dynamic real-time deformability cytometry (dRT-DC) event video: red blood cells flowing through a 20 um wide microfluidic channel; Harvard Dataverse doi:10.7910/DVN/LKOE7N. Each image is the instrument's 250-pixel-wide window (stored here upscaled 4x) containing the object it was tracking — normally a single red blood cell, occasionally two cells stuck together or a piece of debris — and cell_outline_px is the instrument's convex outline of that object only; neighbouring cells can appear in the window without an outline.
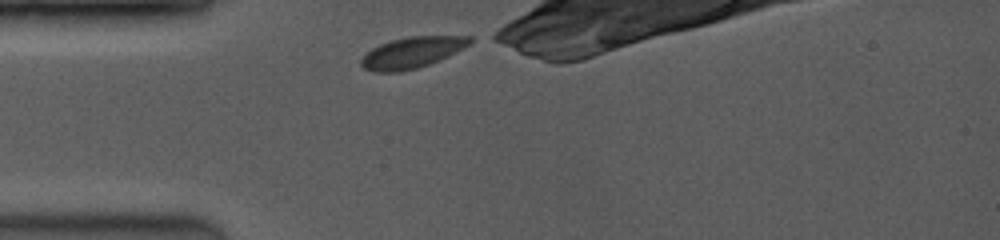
{"species": "common noctule bat (a hibernating species)", "species_latin": "Nyctalus noctula", "temperature_condition": "room temperature", "stored_images_in_passage": 53, "camera_frame_rate_fps": 3500, "um_per_image_px": 0.085, "animal": {"sex": "female", "body_mass_g": 19.0, "forearm_length_mm": 53.3}, "frame": {"image": 1, "passage_image": 1, "time_ms": 0.0, "image_size_px": [1000, 240], "cell_outline_px": [[476, 40], [428, 64], [416, 68], [396, 72], [372, 72], [364, 68], [360, 64], [360, 60], [372, 48], [380, 44], [392, 40], [408, 36], [472, 36]], "centroid_in_image_um": [34.96, 4.45], "position_along_channel_um": 50.0, "area_um2": 19.19}}
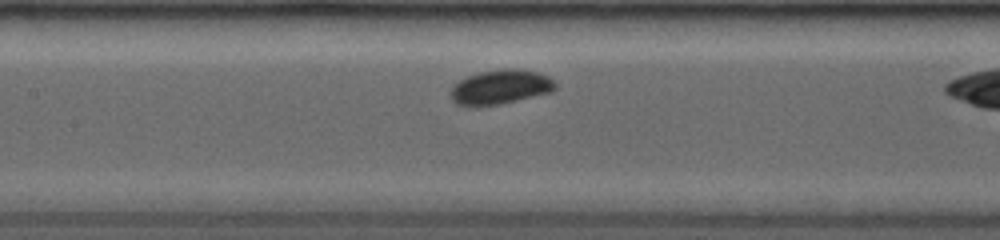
{"frame": {"image": 2, "passage_image": 18, "time_ms": 3.143, "image_size_px": [1000, 240], "cell_outline_px": [[556, 88], [552, 92], [500, 104], [476, 108], [472, 108], [456, 104], [452, 100], [452, 88], [460, 80], [468, 76], [480, 72], [500, 68], [516, 68], [536, 72], [548, 76], [556, 84]], "centroid_in_image_um": [42.53, 7.42], "position_along_channel_um": 164.9, "area_um2": 21.21}}
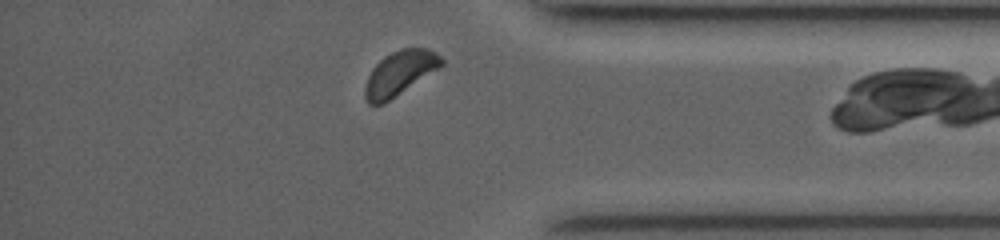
{"frame": {"image": 3, "passage_image": 49, "time_ms": 9.143, "image_size_px": [1000, 240], "cell_outline_px": [[444, 64], [440, 68], [384, 104], [368, 104], [364, 96], [364, 88], [368, 76], [372, 68], [384, 56], [400, 48], [428, 48], [436, 52], [444, 60]], "centroid_in_image_um": [33.98, 6.22], "position_along_channel_um": 401.2, "area_um2": 19.94}, "authors_computed_cell_mechanics": {"area_um2": 19.941, "velocity_mm_per_s": 4.0065, "shape_relaxation_time_tau1_ms": 3.7231, "shape_relaxation_time_tau2_ms": null, "deformation_change_tau1": 0.1047, "deformation_change_tau2": null}}